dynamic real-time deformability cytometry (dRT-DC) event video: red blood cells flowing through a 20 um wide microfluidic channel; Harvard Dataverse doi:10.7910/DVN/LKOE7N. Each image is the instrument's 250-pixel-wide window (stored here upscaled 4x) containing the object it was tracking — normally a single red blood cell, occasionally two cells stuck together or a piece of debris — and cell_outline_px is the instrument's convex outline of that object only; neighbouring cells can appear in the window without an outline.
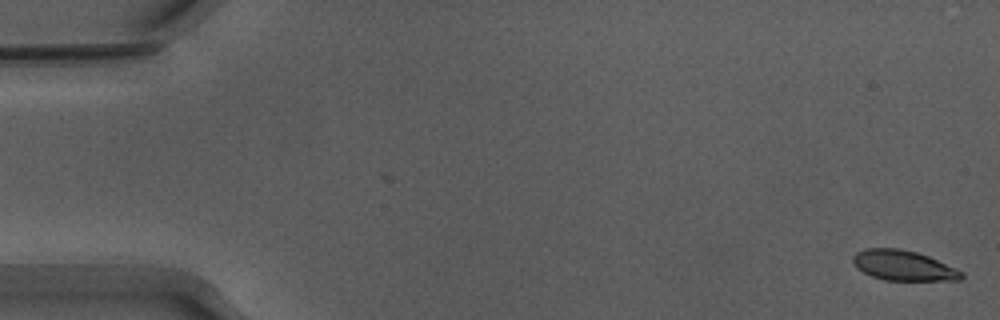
{"species": "Egyptian fruit bat (a non-hibernating species)", "species_latin": "Rousettus aegyptiacus", "temperature_condition": "warm", "stored_images_in_passage": 55, "camera_frame_rate_fps": 3000, "um_per_image_px": 0.085, "animal": {"sex": "male"}, "frame": {"image": 1, "passage_image": 1, "time_ms": 0.0, "image_size_px": [1000, 320], "cell_outline_px": [[964, 276], [960, 280], [884, 280], [872, 276], [856, 268], [852, 260], [852, 256], [856, 252], [864, 248], [900, 248], [916, 252], [928, 256], [956, 268], [964, 272]], "centroid_in_image_um": [76.77, 22.56], "position_along_channel_um": 8.2, "area_um2": 19.13}}
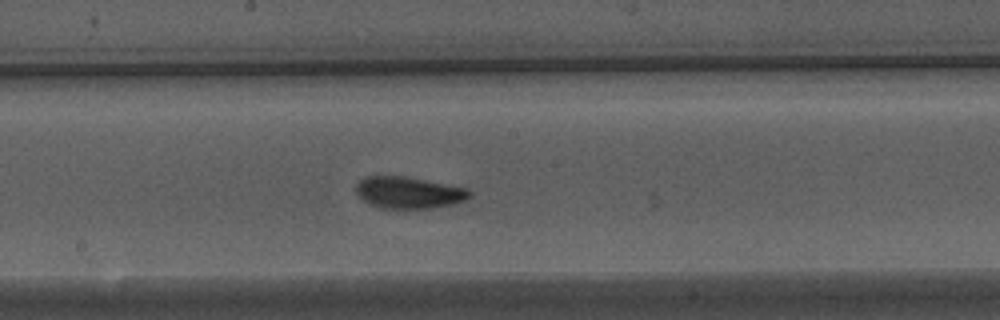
{"frame": {"image": 2, "passage_image": 29, "time_ms": 9.333, "image_size_px": [1000, 320], "cell_outline_px": [[472, 196], [464, 200], [452, 204], [432, 208], [384, 208], [372, 204], [364, 200], [356, 192], [356, 184], [364, 176], [404, 176], [464, 188], [472, 192]], "centroid_in_image_um": [34.73, 16.36], "position_along_channel_um": 213.5, "area_um2": 20.58}}
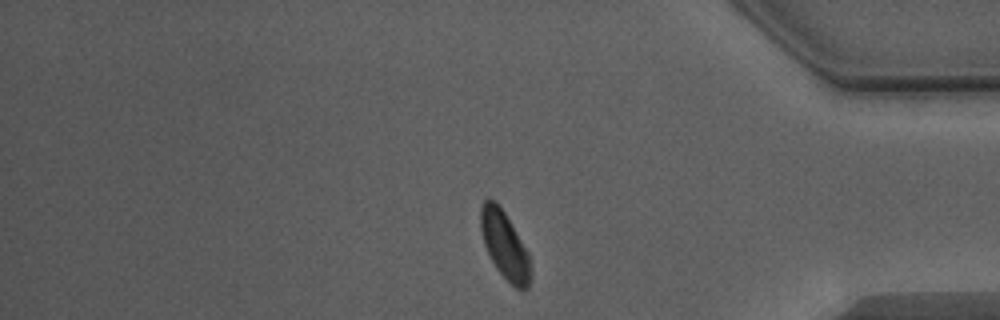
{"frame": {"image": 3, "passage_image": 45, "time_ms": 14.667, "image_size_px": [1000, 320], "cell_outline_px": [[532, 276], [528, 288], [516, 288], [496, 268], [484, 244], [480, 228], [480, 208], [484, 200], [488, 196], [504, 212], [528, 252], [532, 272]], "centroid_in_image_um": [42.9, 20.84], "position_along_channel_um": 392.3, "area_um2": 19.31}, "authors_computed_cell_mechanics": {"area_um2": 20.2878, "velocity_mm_per_s": 3.8382, "shape_relaxation_time_tau1_ms": 2.3947, "shape_relaxation_time_tau2_ms": 1.0898, "deformation_change_tau1": 0.1321, "deformation_change_tau2": 0.0731}}